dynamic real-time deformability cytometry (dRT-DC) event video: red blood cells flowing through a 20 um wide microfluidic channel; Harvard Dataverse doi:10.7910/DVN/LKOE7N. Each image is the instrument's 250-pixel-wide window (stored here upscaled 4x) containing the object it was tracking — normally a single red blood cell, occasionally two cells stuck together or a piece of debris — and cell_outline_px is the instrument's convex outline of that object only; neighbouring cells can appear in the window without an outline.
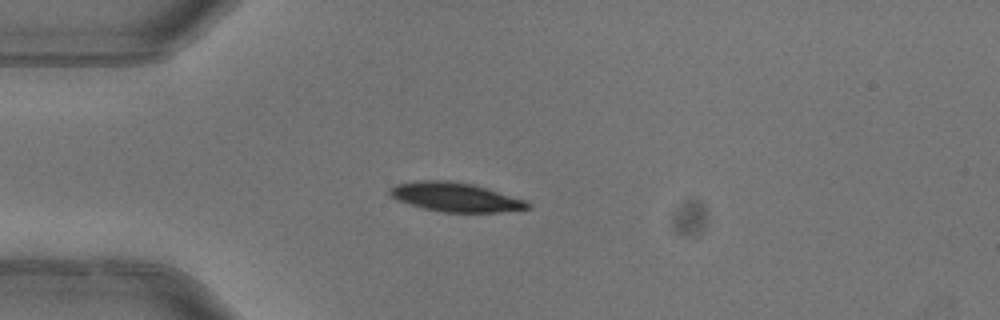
{"species": "common noctule bat (a hibernating species)", "species_latin": "Nyctalus noctula", "temperature_condition": "warm", "stored_images_in_passage": 4, "camera_frame_rate_fps": 3000, "um_per_image_px": 0.085, "animal": {"sex": "female"}, "frame": {"image": 1, "passage_image": 3, "time_ms": 0.667, "image_size_px": [1000, 320], "cell_outline_px": [[532, 208], [496, 212], [444, 212], [424, 208], [400, 200], [392, 196], [388, 192], [388, 188], [396, 184], [416, 180], [452, 180], [472, 184], [488, 188], [528, 200], [532, 204]], "centroid_in_image_um": [38.77, 16.74], "position_along_channel_um": 46.2, "area_um2": 23.47}}